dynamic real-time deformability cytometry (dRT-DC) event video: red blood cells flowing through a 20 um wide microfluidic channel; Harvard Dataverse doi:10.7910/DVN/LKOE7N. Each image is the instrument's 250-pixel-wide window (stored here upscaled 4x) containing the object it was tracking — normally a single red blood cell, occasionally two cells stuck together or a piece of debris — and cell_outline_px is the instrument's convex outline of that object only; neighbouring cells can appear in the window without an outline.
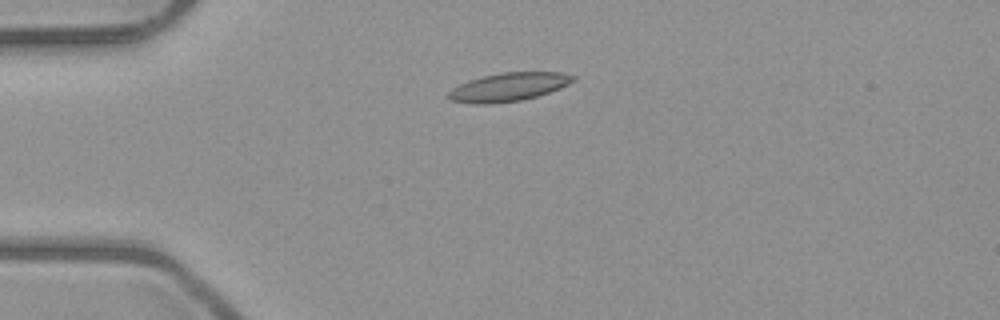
{"species": "common noctule bat (a hibernating species)", "species_latin": "Nyctalus noctula", "temperature_condition": "room temperature", "stored_images_in_passage": 7, "camera_frame_rate_fps": 3000, "um_per_image_px": 0.085, "animal": {"sex": "male", "body_mass_g": 23.1, "forearm_length_mm": 52.7}, "frame": {"image": 1, "passage_image": 2, "time_ms": 1.0, "image_size_px": [1000, 320], "cell_outline_px": [[576, 80], [560, 88], [524, 100], [492, 104], [476, 104], [452, 100], [448, 96], [448, 92], [452, 88], [468, 80], [500, 72], [560, 72], [576, 76]], "centroid_in_image_um": [43.24, 7.39], "position_along_channel_um": 41.8, "area_um2": 20.63}}
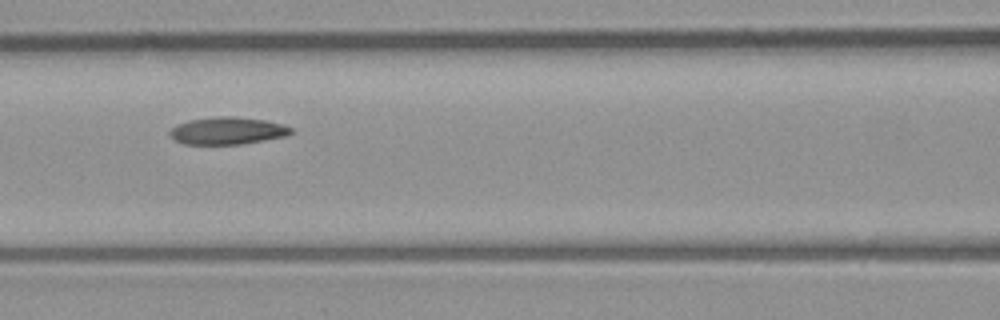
{"frame": {"image": 2, "passage_image": 5, "time_ms": 4.333, "image_size_px": [1000, 320], "cell_outline_px": [[292, 132], [288, 136], [240, 144], [184, 144], [176, 140], [168, 132], [176, 124], [188, 120], [216, 116], [236, 116], [264, 120], [284, 124], [292, 128]], "centroid_in_image_um": [19.35, 11.1], "position_along_channel_um": 147.3, "area_um2": 19.36}}
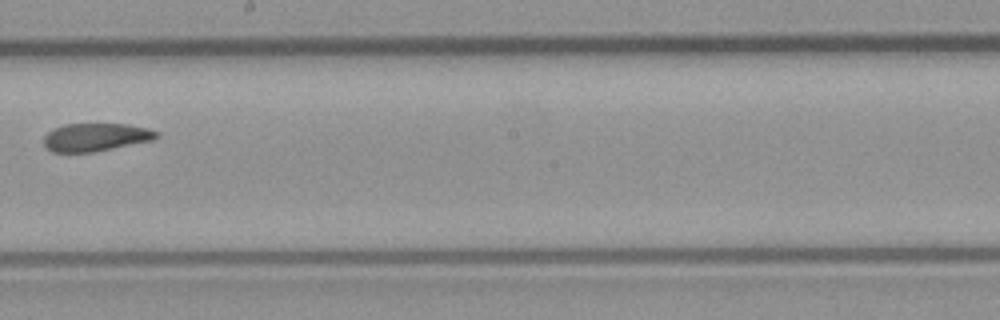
{"frame": {"image": 3, "passage_image": 7, "time_ms": 6.667, "image_size_px": [1000, 320], "cell_outline_px": [[160, 136], [152, 140], [92, 152], [52, 152], [44, 144], [44, 136], [52, 128], [64, 124], [128, 124], [148, 128], [160, 132]], "centroid_in_image_um": [8.14, 11.65], "position_along_channel_um": 240.1, "area_um2": 18.38}}